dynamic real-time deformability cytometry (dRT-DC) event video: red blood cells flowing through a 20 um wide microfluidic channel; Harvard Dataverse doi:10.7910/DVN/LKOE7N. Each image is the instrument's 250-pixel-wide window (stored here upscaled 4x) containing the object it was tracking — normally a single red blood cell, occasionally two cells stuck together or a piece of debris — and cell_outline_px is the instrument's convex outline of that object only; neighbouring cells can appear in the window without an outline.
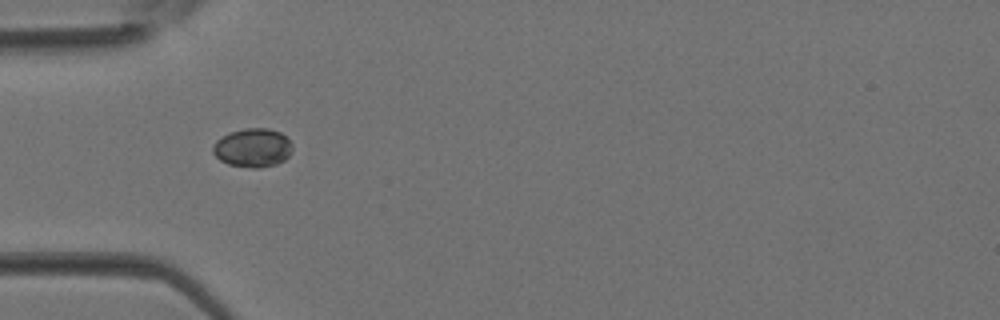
{"species": "Egyptian fruit bat (a non-hibernating species)", "species_latin": "Rousettus aegyptiacus", "temperature_condition": "room temperature", "stored_images_in_passage": 2, "camera_frame_rate_fps": 3000, "um_per_image_px": 0.085, "animal": {"sex": "female"}, "frame": {"image": 1, "passage_image": 1, "time_ms": 0.0, "image_size_px": [1000, 320], "cell_outline_px": [[292, 152], [284, 160], [276, 164], [256, 168], [252, 168], [228, 164], [220, 160], [212, 152], [212, 144], [216, 140], [232, 132], [244, 128], [268, 128], [280, 132], [288, 136], [292, 144]], "centroid_in_image_um": [21.5, 12.55], "position_along_channel_um": 63.5, "area_um2": 18.03}}
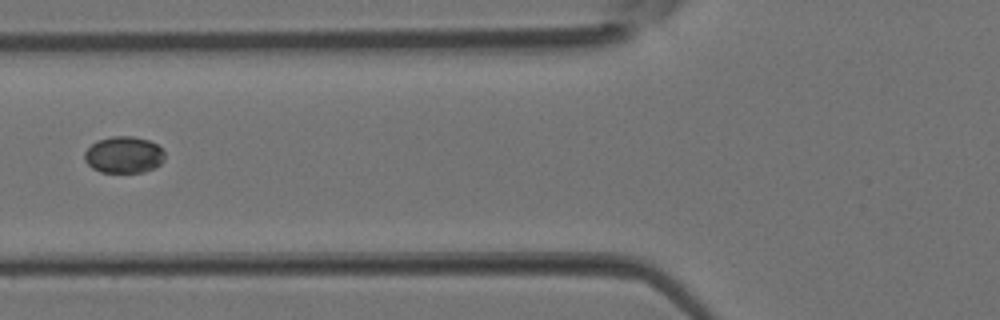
{"frame": {"image": 2, "passage_image": 2, "time_ms": 0.333, "image_size_px": [1000, 320], "cell_outline_px": [[164, 160], [160, 164], [144, 172], [100, 172], [92, 168], [84, 160], [84, 152], [96, 140], [112, 136], [132, 136], [148, 140], [156, 144], [164, 152]], "centroid_in_image_um": [10.5, 13.15], "position_along_channel_um": 115.3, "area_um2": 17.11}}